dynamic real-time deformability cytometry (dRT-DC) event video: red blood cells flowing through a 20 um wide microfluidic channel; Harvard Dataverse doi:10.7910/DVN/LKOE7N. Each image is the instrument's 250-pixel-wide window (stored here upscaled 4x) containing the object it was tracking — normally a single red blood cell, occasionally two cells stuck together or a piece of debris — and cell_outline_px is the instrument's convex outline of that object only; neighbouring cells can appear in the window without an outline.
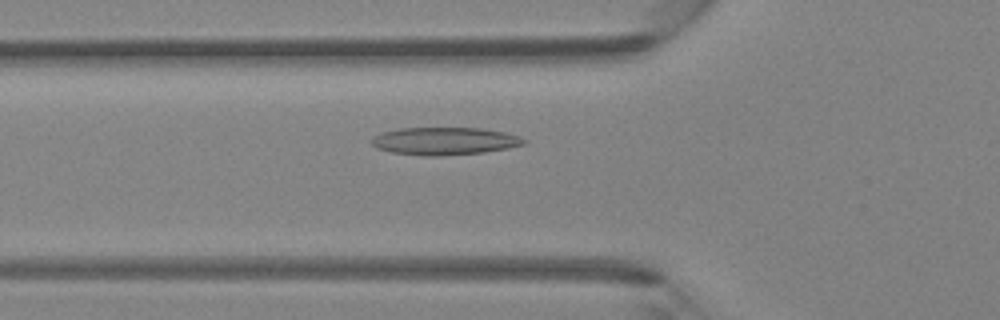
{"species": "Egyptian fruit bat (a non-hibernating species)", "species_latin": "Rousettus aegyptiacus", "temperature_condition": "room temperature", "stored_images_in_passage": 45, "camera_frame_rate_fps": 3000, "um_per_image_px": 0.085, "animal": {"sex": "female"}, "frame": {"image": 1, "passage_image": 16, "time_ms": 5.0, "image_size_px": [1000, 320], "cell_outline_px": [[528, 140], [524, 144], [508, 148], [484, 152], [440, 156], [424, 156], [392, 152], [376, 148], [372, 144], [372, 136], [384, 132], [400, 128], [480, 128], [504, 132], [520, 136]], "centroid_in_image_um": [37.8, 11.99], "position_along_channel_um": 88.0, "area_um2": 24.51}}
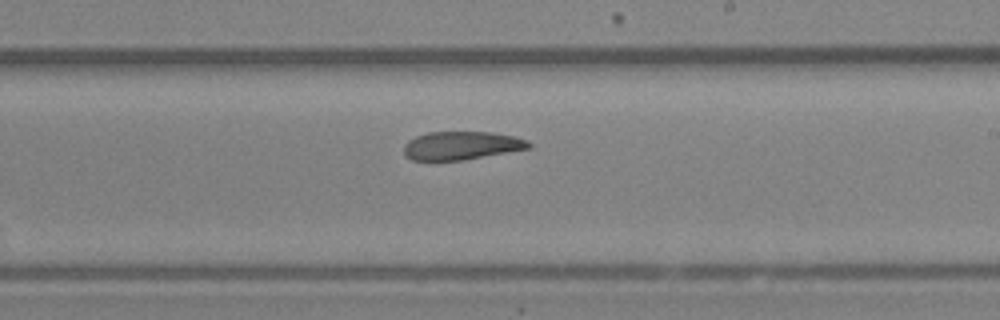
{"frame": {"image": 2, "passage_image": 27, "time_ms": 8.667, "image_size_px": [1000, 320], "cell_outline_px": [[532, 148], [464, 160], [412, 160], [404, 156], [404, 144], [408, 140], [416, 136], [428, 132], [492, 132], [516, 136], [528, 140], [532, 144]], "centroid_in_image_um": [39.25, 12.37], "position_along_channel_um": 249.7, "area_um2": 20.87}}
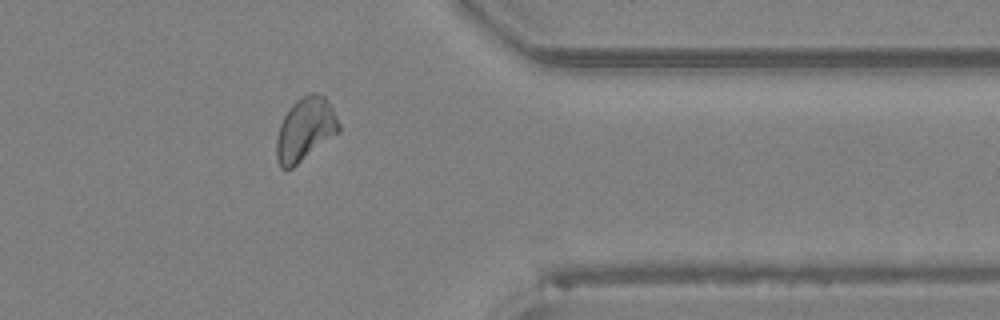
{"frame": {"image": 3, "passage_image": 37, "time_ms": 12.0, "image_size_px": [1000, 320], "cell_outline_px": [[340, 132], [292, 168], [280, 168], [276, 160], [276, 140], [280, 124], [288, 108], [296, 100], [312, 92], [316, 92], [324, 96], [332, 104], [340, 124]], "centroid_in_image_um": [25.96, 10.98], "position_along_channel_um": 385.4, "area_um2": 23.24}}